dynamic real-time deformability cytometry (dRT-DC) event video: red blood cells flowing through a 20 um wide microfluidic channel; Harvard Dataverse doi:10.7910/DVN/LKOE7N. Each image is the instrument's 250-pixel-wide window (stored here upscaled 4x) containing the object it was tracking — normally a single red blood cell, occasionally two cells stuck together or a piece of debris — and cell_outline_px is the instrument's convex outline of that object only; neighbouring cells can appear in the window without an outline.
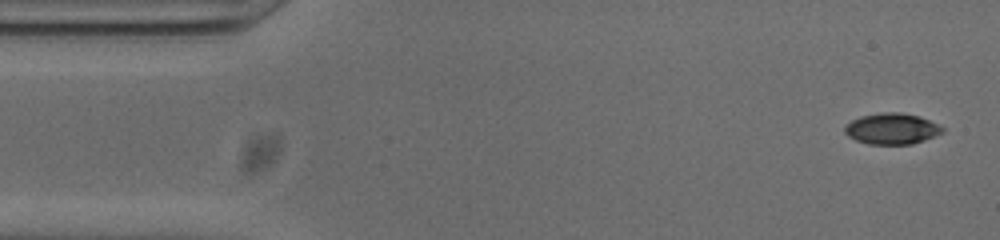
{"species": "common noctule bat (a hibernating species)", "species_latin": "Nyctalus noctula", "temperature_condition": "cold", "stored_images_in_passage": 51, "camera_frame_rate_fps": 3000, "um_per_image_px": 0.085, "animal": {"sex": "male", "body_mass_g": 20.0, "forearm_length_mm": 53.3}, "frame": {"image": 1, "passage_image": 1, "time_ms": 0.0, "image_size_px": [1000, 240], "cell_outline_px": [[944, 132], [924, 140], [912, 144], [868, 144], [856, 140], [848, 136], [844, 132], [844, 128], [852, 120], [860, 116], [884, 112], [900, 112], [920, 116], [944, 128]], "centroid_in_image_um": [75.8, 10.94], "position_along_channel_um": 9.2, "area_um2": 17.57}}
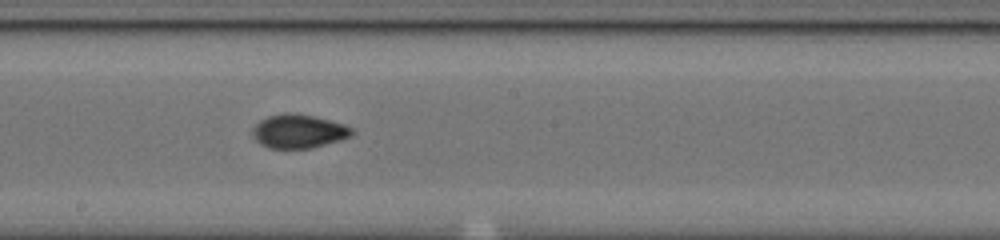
{"frame": {"image": 2, "passage_image": 26, "time_ms": 8.333, "image_size_px": [1000, 240], "cell_outline_px": [[356, 132], [352, 136], [340, 140], [312, 148], [268, 148], [260, 144], [252, 136], [252, 128], [260, 120], [268, 116], [284, 112], [296, 112], [316, 116], [344, 124], [352, 128]], "centroid_in_image_um": [25.39, 11.14], "position_along_channel_um": 222.8, "area_um2": 19.88}}
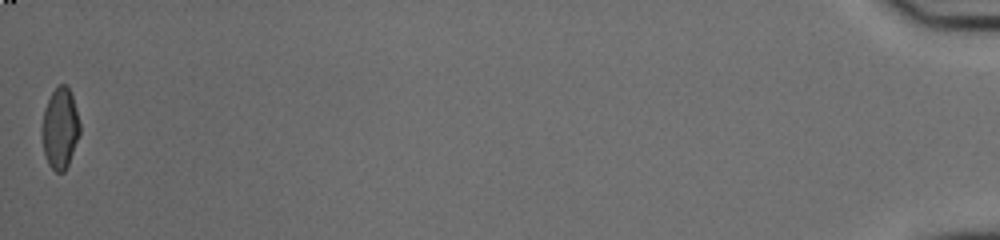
{"frame": {"image": 3, "passage_image": 51, "time_ms": 16.667, "image_size_px": [1000, 240], "cell_outline_px": [[80, 132], [68, 164], [64, 172], [56, 172], [48, 164], [44, 156], [40, 132], [40, 128], [44, 108], [52, 92], [60, 84], [64, 84], [68, 88], [72, 96], [80, 124]], "centroid_in_image_um": [5.06, 10.93], "position_along_channel_um": 430.1, "area_um2": 17.92}, "authors_computed_cell_mechanics": {"area_um2": 18.5538, "velocity_mm_per_s": 3.827, "shape_relaxation_time_tau1_ms": 9.7825, "shape_relaxation_time_tau2_ms": 1.6769, "deformation_change_tau1": 0.2532, "deformation_change_tau2": 0.0519}}